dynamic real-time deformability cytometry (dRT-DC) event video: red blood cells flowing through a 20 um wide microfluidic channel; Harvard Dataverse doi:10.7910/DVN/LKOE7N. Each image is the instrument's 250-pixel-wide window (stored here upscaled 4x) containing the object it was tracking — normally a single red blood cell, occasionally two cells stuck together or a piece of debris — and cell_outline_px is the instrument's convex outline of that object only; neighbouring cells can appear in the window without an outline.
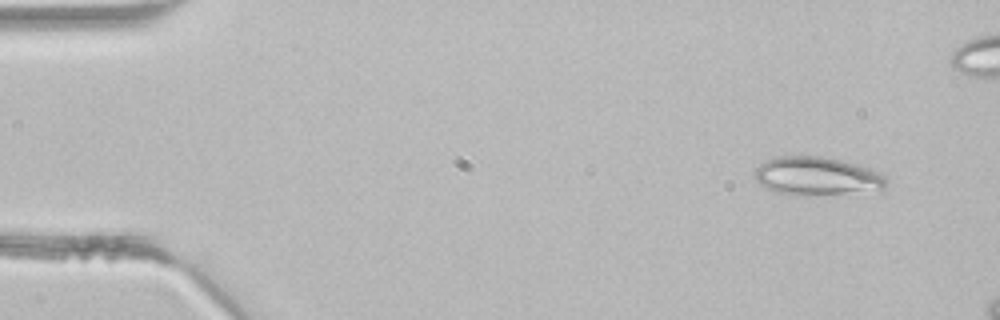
{"species": "common noctule bat (a hibernating species)", "species_latin": "Nyctalus noctula", "temperature_condition": "room temperature", "stored_images_in_passage": 3, "camera_frame_rate_fps": 3000, "um_per_image_px": 0.085, "animal": {"sex": "male", "body_mass_g": 21.5, "forearm_length_mm": 52.0}, "frame": {"image": 1, "passage_image": 1, "time_ms": 0.0, "image_size_px": [1000, 320], "cell_outline_px": [[888, 184], [884, 192], [804, 196], [776, 192], [760, 184], [752, 176], [752, 172], [760, 164], [776, 156], [820, 156], [840, 160], [856, 164], [868, 168], [884, 176], [888, 180]], "centroid_in_image_um": [69.49, 15.01], "position_along_channel_um": 15.5, "area_um2": 30.17}}